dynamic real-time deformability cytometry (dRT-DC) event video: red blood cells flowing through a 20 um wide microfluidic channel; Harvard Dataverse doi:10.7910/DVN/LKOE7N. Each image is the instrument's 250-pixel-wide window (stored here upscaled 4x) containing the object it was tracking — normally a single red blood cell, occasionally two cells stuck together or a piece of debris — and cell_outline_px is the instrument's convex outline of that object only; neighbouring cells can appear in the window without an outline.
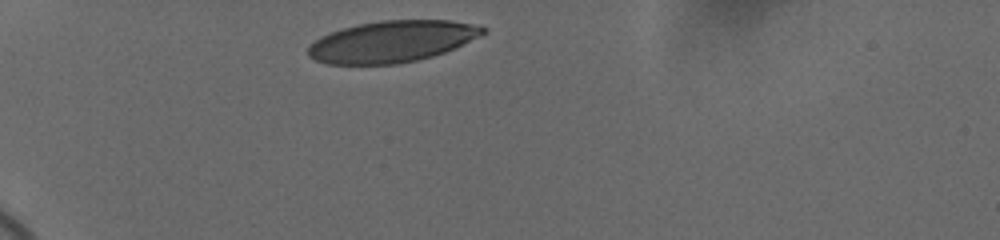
{"species": "human", "species_latin": "Homo sapiens", "temperature_condition": "cold", "stored_images_in_passage": 16, "camera_frame_rate_fps": 3000, "um_per_image_px": 0.085, "donor": {"sex": "female"}, "frame": {"image": 1, "passage_image": 1, "time_ms": 0.0, "image_size_px": [1000, 240], "cell_outline_px": [[488, 32], [480, 36], [444, 52], [432, 56], [416, 60], [396, 64], [328, 64], [316, 60], [308, 56], [308, 48], [320, 36], [344, 28], [360, 24], [384, 20], [452, 20], [488, 28]], "centroid_in_image_um": [33.33, 3.53], "position_along_channel_um": 51.7, "area_um2": 41.85}}
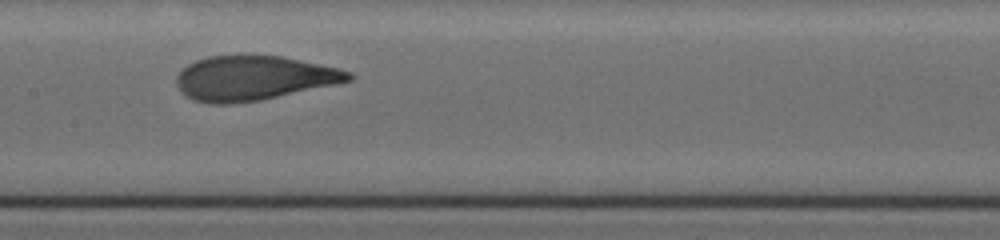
{"frame": {"image": 2, "passage_image": 10, "time_ms": 4.667, "image_size_px": [1000, 240], "cell_outline_px": [[352, 80], [336, 84], [260, 100], [232, 104], [212, 104], [192, 100], [176, 84], [176, 76], [188, 64], [196, 60], [208, 56], [280, 56], [336, 68], [352, 72]], "centroid_in_image_um": [21.54, 6.65], "position_along_channel_um": 185.9, "area_um2": 44.04}}
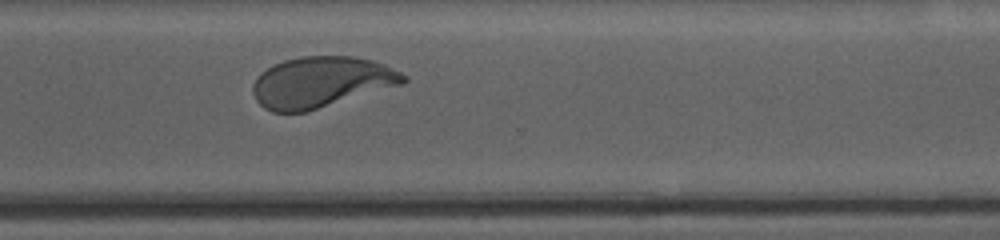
{"frame": {"image": 3, "passage_image": 16, "time_ms": 9.0, "image_size_px": [1000, 240], "cell_outline_px": [[408, 80], [404, 84], [304, 112], [272, 112], [264, 108], [256, 100], [252, 92], [252, 84], [256, 76], [260, 72], [284, 60], [304, 56], [352, 56], [372, 60], [384, 64], [408, 76]], "centroid_in_image_um": [27.3, 6.98], "position_along_channel_um": 343.3, "area_um2": 44.62}}